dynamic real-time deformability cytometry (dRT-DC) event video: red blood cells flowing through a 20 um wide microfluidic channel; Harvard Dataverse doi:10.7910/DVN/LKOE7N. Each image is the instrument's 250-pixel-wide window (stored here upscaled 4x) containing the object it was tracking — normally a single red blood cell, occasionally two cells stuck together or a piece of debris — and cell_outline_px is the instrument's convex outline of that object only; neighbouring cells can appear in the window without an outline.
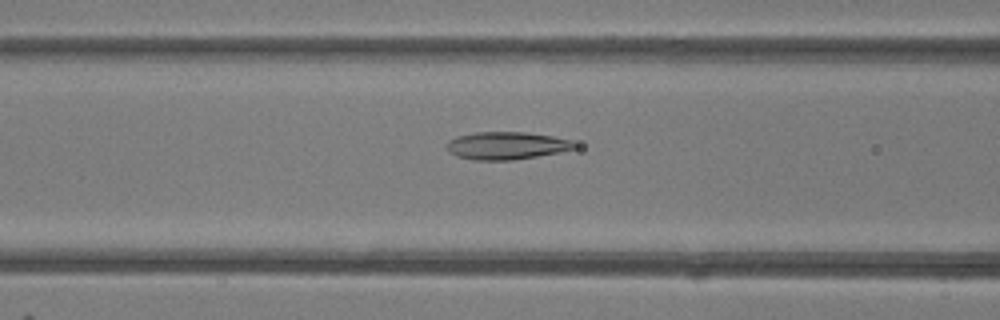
{"species": "common noctule bat (a hibernating species)", "species_latin": "Nyctalus noctula", "temperature_condition": "room temperature", "stored_images_in_passage": 49, "camera_frame_rate_fps": 3000, "um_per_image_px": 0.085, "animal": {"sex": "female"}, "frame": {"image": 1, "passage_image": 20, "time_ms": 6.333, "image_size_px": [1000, 320], "cell_outline_px": [[576, 148], [536, 156], [512, 160], [476, 160], [456, 156], [448, 152], [448, 140], [456, 136], [476, 132], [524, 132], [552, 136], [572, 140], [576, 144]], "centroid_in_image_um": [43.02, 12.37], "position_along_channel_um": 123.6, "area_um2": 20.4}}
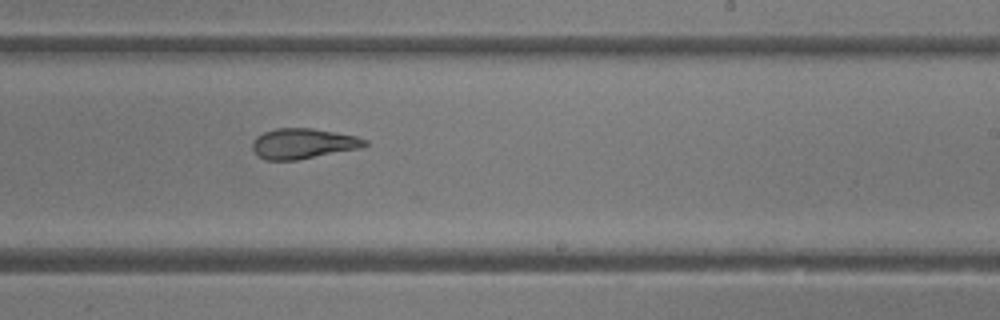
{"frame": {"image": 2, "passage_image": 30, "time_ms": 9.667, "image_size_px": [1000, 320], "cell_outline_px": [[368, 144], [364, 148], [296, 160], [264, 160], [252, 148], [252, 144], [256, 136], [264, 132], [276, 128], [312, 128], [356, 136], [368, 140]], "centroid_in_image_um": [25.8, 12.2], "position_along_channel_um": 263.2, "area_um2": 19.94}}
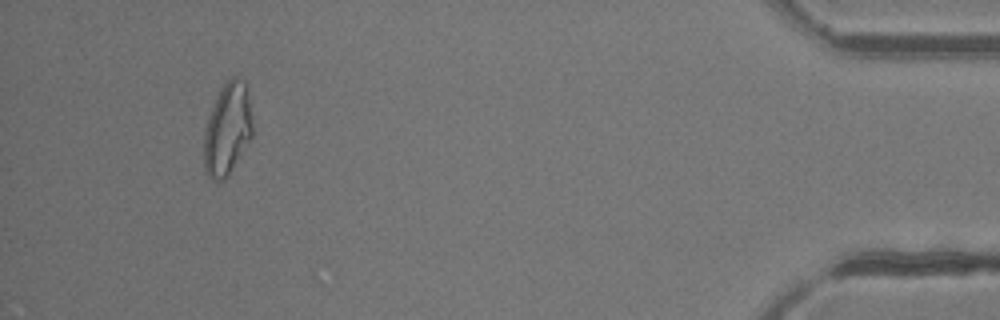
{"frame": {"image": 3, "passage_image": 46, "time_ms": 15.0, "image_size_px": [1000, 320], "cell_outline_px": [[252, 136], [228, 176], [224, 180], [212, 180], [204, 172], [204, 128], [220, 88], [232, 76], [236, 76], [244, 80], [248, 88], [252, 120]], "centroid_in_image_um": [19.33, 10.97], "position_along_channel_um": 415.9, "area_um2": 26.24}, "authors_computed_cell_mechanics": {"area_um2": 22.5998, "velocity_mm_per_s": 4.2029, "shape_relaxation_time_tau1_ms": 10.6222, "shape_relaxation_time_tau2_ms": 1.5652, "deformation_change_tau1": 0.2494, "deformation_change_tau2": 0.0927}}